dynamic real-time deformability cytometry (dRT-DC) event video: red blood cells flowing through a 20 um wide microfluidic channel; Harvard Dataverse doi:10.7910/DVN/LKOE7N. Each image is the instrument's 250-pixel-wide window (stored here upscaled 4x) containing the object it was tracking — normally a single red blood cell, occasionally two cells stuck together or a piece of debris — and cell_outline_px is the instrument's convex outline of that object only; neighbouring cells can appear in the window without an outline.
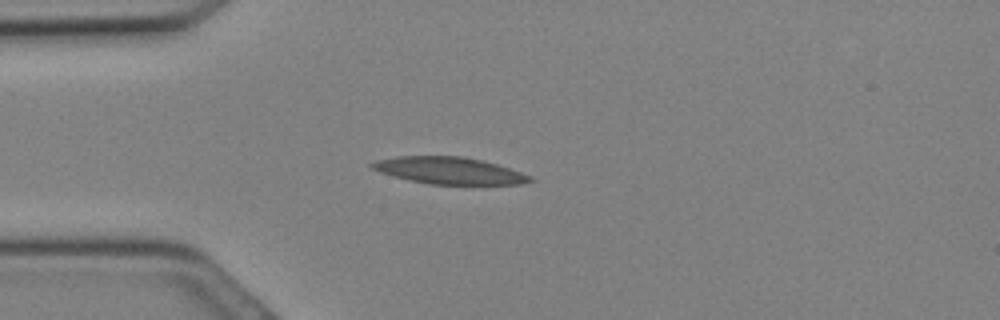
{"species": "Egyptian fruit bat (a non-hibernating species)", "species_latin": "Rousettus aegyptiacus", "temperature_condition": "cold", "stored_images_in_passage": 5, "camera_frame_rate_fps": 3000, "um_per_image_px": 0.085, "animal": {"sex": "female"}, "frame": {"image": 1, "passage_image": 2, "time_ms": 0.333, "image_size_px": [1000, 320], "cell_outline_px": [[536, 180], [520, 184], [428, 184], [408, 180], [392, 176], [380, 172], [372, 168], [368, 164], [376, 160], [396, 156], [464, 156], [484, 160], [532, 176]], "centroid_in_image_um": [38.16, 14.49], "position_along_channel_um": 46.8, "area_um2": 24.85}}
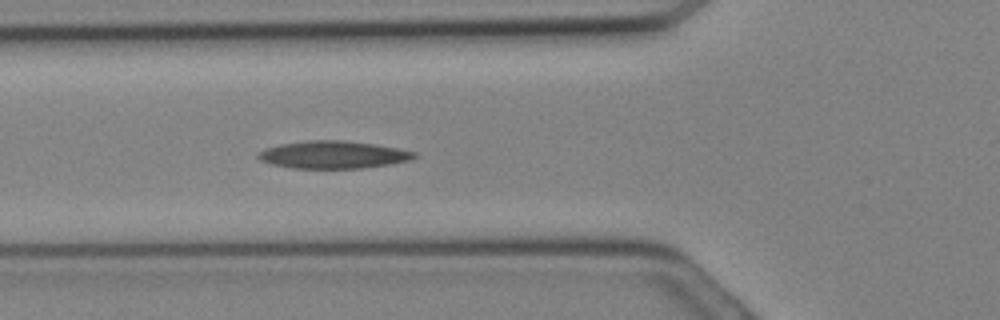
{"frame": {"image": 2, "passage_image": 5, "time_ms": 1.333, "image_size_px": [1000, 320], "cell_outline_px": [[416, 156], [408, 160], [392, 164], [360, 168], [292, 168], [272, 164], [260, 160], [256, 156], [264, 148], [280, 144], [308, 140], [344, 140], [376, 144], [400, 148], [416, 152]], "centroid_in_image_um": [28.32, 13.14], "position_along_channel_um": 97.5, "area_um2": 25.09}}